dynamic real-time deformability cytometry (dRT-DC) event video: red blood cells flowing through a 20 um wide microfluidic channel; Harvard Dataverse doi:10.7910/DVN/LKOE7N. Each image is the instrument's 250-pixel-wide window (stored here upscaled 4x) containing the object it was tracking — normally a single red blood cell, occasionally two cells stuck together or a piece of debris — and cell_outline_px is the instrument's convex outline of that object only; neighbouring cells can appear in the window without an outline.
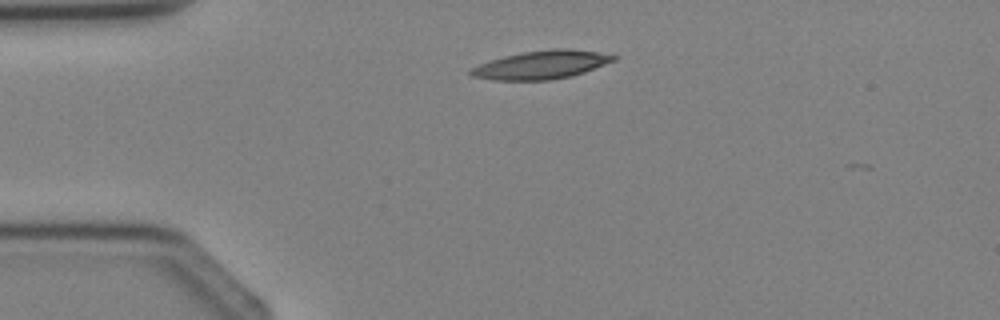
{"species": "Egyptian fruit bat (a non-hibernating species)", "species_latin": "Rousettus aegyptiacus", "temperature_condition": "cold", "stored_images_in_passage": 1, "camera_frame_rate_fps": 3000, "um_per_image_px": 0.085, "animal": {"sex": "female"}, "frame": {"image": 1, "passage_image": 1, "time_ms": 0.0, "image_size_px": [1000, 320], "cell_outline_px": [[616, 60], [584, 72], [572, 76], [548, 80], [492, 80], [472, 76], [468, 72], [472, 68], [480, 64], [504, 56], [524, 52], [552, 48], [568, 48], [596, 52], [616, 56]], "centroid_in_image_um": [46.01, 5.51], "position_along_channel_um": 39.0, "area_um2": 23.35}}